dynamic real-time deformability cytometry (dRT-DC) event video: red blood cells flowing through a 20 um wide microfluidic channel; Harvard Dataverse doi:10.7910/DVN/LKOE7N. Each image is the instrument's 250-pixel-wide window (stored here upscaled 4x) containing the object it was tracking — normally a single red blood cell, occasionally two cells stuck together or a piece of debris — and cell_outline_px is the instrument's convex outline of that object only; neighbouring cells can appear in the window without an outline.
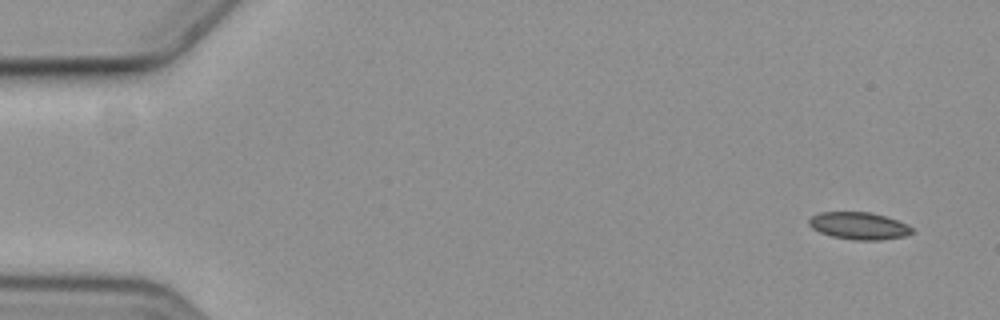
{"species": "common noctule bat (a hibernating species)", "species_latin": "Nyctalus noctula", "temperature_condition": "cold", "stored_images_in_passage": 4, "camera_frame_rate_fps": 3000, "um_per_image_px": 0.085, "animal": {"sex": "female", "body_mass_g": 19.3, "forearm_length_mm": 54.1}, "frame": {"image": 1, "passage_image": 1, "time_ms": 0.0, "image_size_px": [1000, 320], "cell_outline_px": [[912, 232], [904, 236], [880, 240], [852, 240], [832, 236], [820, 232], [812, 228], [808, 224], [808, 220], [812, 216], [820, 212], [868, 212], [884, 216], [908, 224], [912, 228]], "centroid_in_image_um": [72.98, 19.19], "position_along_channel_um": 12.0, "area_um2": 16.24}}
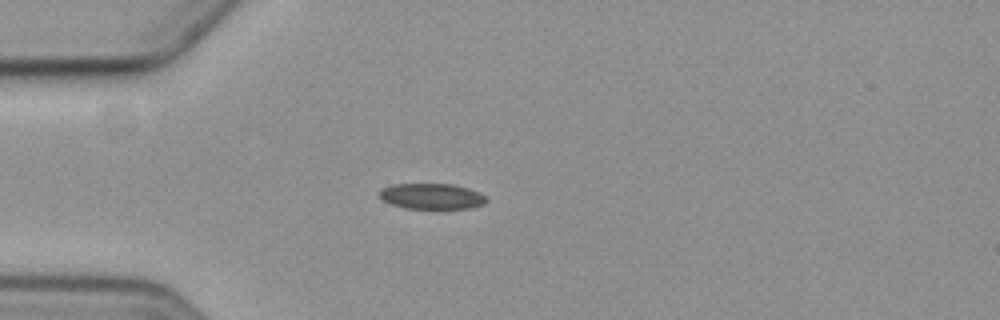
{"frame": {"image": 2, "passage_image": 4, "time_ms": 4.333, "image_size_px": [1000, 320], "cell_outline_px": [[488, 200], [484, 204], [472, 208], [404, 208], [392, 204], [384, 200], [376, 192], [380, 188], [392, 184], [452, 184], [468, 188], [480, 192]], "centroid_in_image_um": [36.68, 16.67], "position_along_channel_um": 48.3, "area_um2": 16.07}}